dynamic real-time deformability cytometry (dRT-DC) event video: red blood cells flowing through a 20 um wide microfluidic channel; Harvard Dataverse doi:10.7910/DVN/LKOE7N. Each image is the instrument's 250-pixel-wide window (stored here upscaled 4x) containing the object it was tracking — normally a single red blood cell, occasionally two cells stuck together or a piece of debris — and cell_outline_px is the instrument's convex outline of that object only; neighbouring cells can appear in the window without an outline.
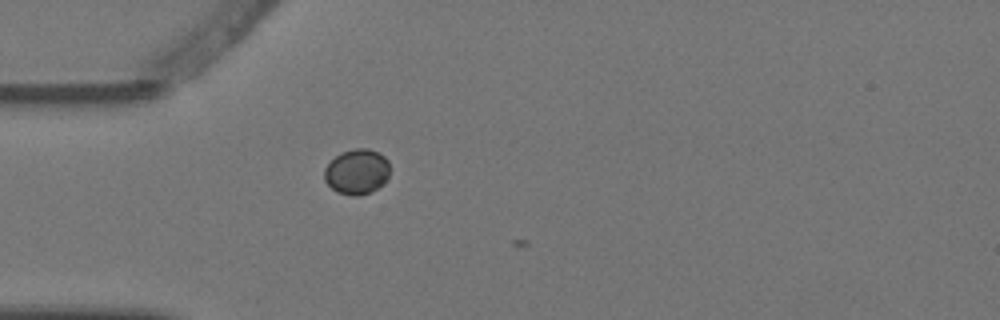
{"species": "Egyptian fruit bat (a non-hibernating species)", "species_latin": "Rousettus aegyptiacus", "temperature_condition": "warm", "stored_images_in_passage": 2, "camera_frame_rate_fps": 3000, "um_per_image_px": 0.085, "animal": {"sex": "female"}, "frame": {"image": 1, "passage_image": 2, "time_ms": 0.333, "image_size_px": [1000, 320], "cell_outline_px": [[388, 176], [372, 192], [356, 196], [352, 196], [336, 192], [324, 180], [324, 168], [340, 152], [356, 148], [368, 148], [384, 156], [388, 160]], "centroid_in_image_um": [30.3, 14.59], "position_along_channel_um": 54.7, "area_um2": 17.11}}